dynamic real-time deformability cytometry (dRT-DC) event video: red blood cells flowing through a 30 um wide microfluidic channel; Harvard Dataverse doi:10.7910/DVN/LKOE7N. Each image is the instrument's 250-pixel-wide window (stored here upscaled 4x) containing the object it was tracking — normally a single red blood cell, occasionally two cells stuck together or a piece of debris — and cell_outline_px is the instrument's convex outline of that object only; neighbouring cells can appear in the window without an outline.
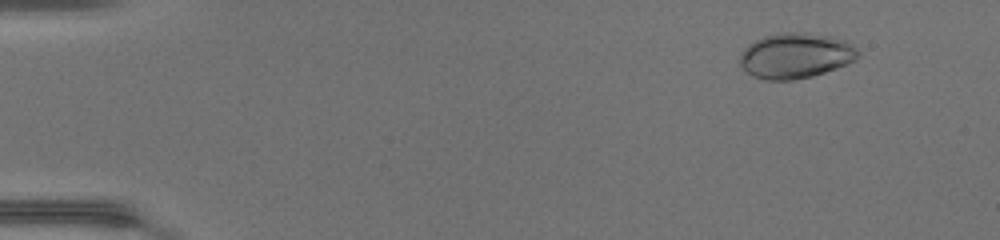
{"species": "common noctule bat (a hibernating species)", "species_latin": "Nyctalus noctula", "temperature_condition": "warm", "stored_images_in_passage": 48, "camera_frame_rate_fps": 3000, "um_per_image_px": 0.085, "animal": {"sex": "female", "body_mass_g": 17.0, "forearm_length_mm": 48.0}, "frame": {"image": 1, "passage_image": 5, "time_ms": 1.333, "image_size_px": [1000, 240], "cell_outline_px": [[860, 56], [856, 60], [836, 68], [812, 76], [792, 80], [764, 80], [748, 72], [740, 64], [740, 56], [744, 48], [748, 44], [764, 36], [784, 32], [796, 32], [828, 36], [844, 40], [852, 44], [860, 52]], "centroid_in_image_um": [67.64, 4.73], "position_along_channel_um": 17.4, "area_um2": 30.98}}
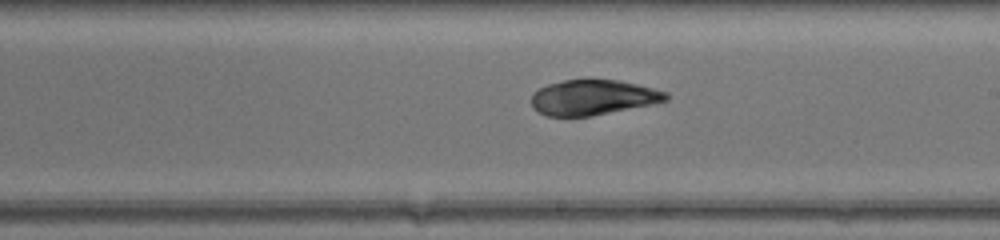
{"frame": {"image": 2, "passage_image": 29, "time_ms": 9.333, "image_size_px": [1000, 240], "cell_outline_px": [[668, 100], [592, 116], [548, 116], [532, 108], [532, 96], [540, 88], [548, 84], [564, 80], [620, 80], [668, 92]], "centroid_in_image_um": [50.4, 8.28], "position_along_channel_um": 238.6, "area_um2": 27.17}}
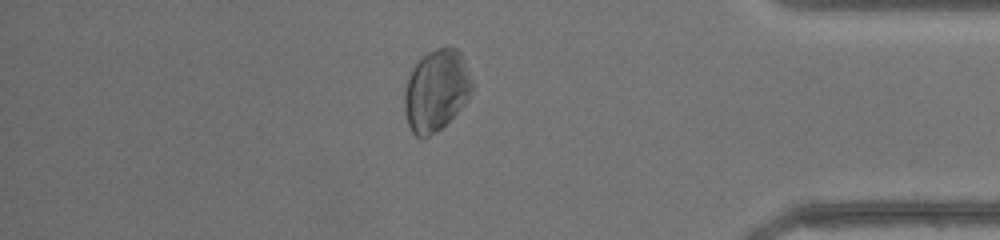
{"frame": {"image": 3, "passage_image": 42, "time_ms": 13.667, "image_size_px": [1000, 240], "cell_outline_px": [[472, 92], [464, 104], [436, 132], [424, 140], [416, 136], [412, 132], [408, 124], [404, 112], [404, 92], [408, 76], [412, 68], [428, 52], [436, 48], [456, 48], [460, 52], [464, 60], [472, 80]], "centroid_in_image_um": [37.06, 7.71], "position_along_channel_um": 398.1, "area_um2": 31.91}, "authors_computed_cell_mechanics": {"area_um2": 28.6977, "velocity_mm_per_s": 4.3395, "shape_relaxation_time_tau1_ms": 3.1541, "shape_relaxation_time_tau2_ms": 2.2553, "deformation_change_tau1": 0.0725, "deformation_change_tau2": 0.0822}}